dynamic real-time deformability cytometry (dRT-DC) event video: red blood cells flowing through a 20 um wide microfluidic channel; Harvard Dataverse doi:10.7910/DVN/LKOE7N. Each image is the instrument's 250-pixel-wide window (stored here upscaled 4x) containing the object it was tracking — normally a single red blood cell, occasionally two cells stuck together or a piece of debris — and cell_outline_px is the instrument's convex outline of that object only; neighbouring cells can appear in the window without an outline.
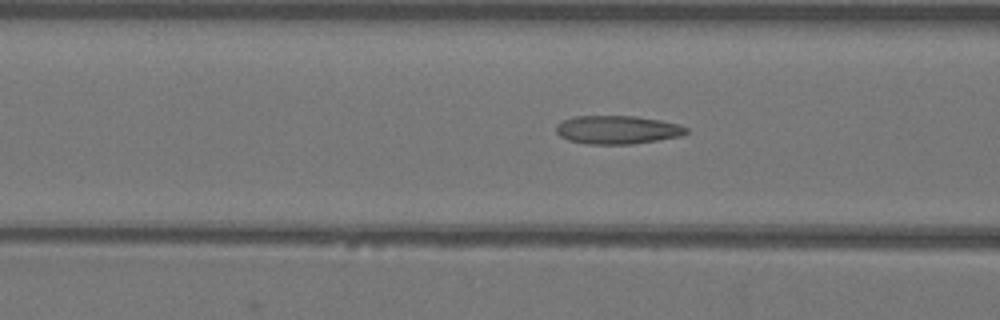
{"species": "Egyptian fruit bat (a non-hibernating species)", "species_latin": "Rousettus aegyptiacus", "temperature_condition": "warm", "stored_images_in_passage": 41, "camera_frame_rate_fps": 3000, "um_per_image_px": 0.085, "animal": {"sex": "female"}, "frame": {"image": 1, "passage_image": 19, "time_ms": 6.0, "image_size_px": [1000, 320], "cell_outline_px": [[688, 132], [680, 136], [632, 144], [588, 144], [568, 140], [560, 136], [556, 132], [556, 124], [572, 116], [636, 116], [660, 120], [680, 124], [688, 128]], "centroid_in_image_um": [52.47, 11.02], "position_along_channel_um": 114.1, "area_um2": 21.56}}
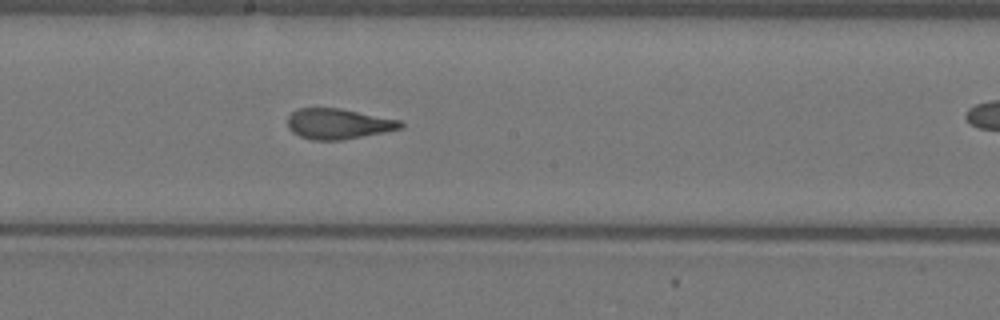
{"frame": {"image": 2, "passage_image": 27, "time_ms": 8.667, "image_size_px": [1000, 320], "cell_outline_px": [[404, 124], [400, 128], [384, 132], [344, 140], [312, 140], [300, 136], [292, 132], [288, 128], [288, 116], [296, 108], [340, 108], [400, 120]], "centroid_in_image_um": [28.72, 10.52], "position_along_channel_um": 219.5, "area_um2": 20.06}}
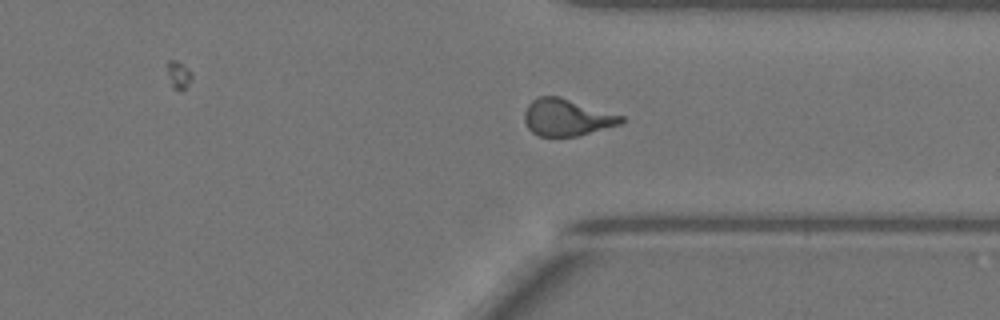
{"frame": {"image": 3, "passage_image": 38, "time_ms": 12.333, "image_size_px": [1000, 320], "cell_outline_px": [[624, 120], [620, 124], [576, 136], [536, 136], [528, 128], [524, 120], [524, 112], [528, 104], [532, 100], [540, 96], [560, 96], [624, 116]], "centroid_in_image_um": [48.15, 9.97], "position_along_channel_um": 363.2, "area_um2": 20.75}}